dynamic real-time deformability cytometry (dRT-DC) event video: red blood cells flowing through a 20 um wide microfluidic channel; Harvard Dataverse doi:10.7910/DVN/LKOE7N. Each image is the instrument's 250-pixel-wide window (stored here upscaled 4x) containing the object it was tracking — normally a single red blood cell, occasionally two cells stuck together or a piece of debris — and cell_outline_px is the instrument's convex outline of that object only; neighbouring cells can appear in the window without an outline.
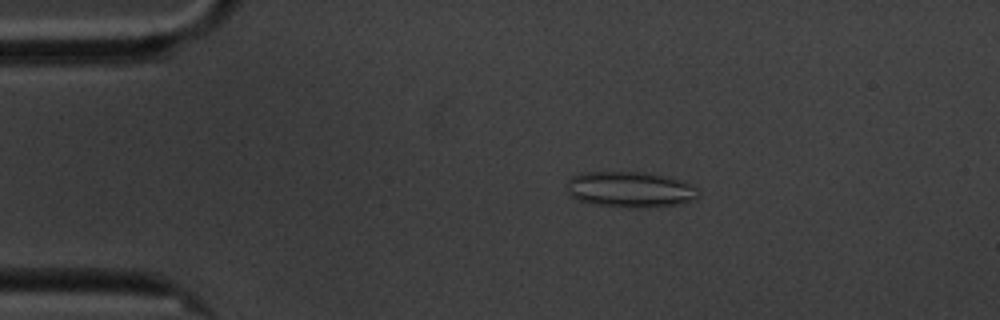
{"species": "common noctule bat (a hibernating species)", "species_latin": "Nyctalus noctula", "temperature_condition": "cold", "stored_images_in_passage": 50, "camera_frame_rate_fps": 3000, "um_per_image_px": 0.085, "animal": {"sex": "male", "body_mass_g": 20.1, "forearm_length_mm": 53.5}, "frame": {"image": 1, "passage_image": 3, "time_ms": 0.667, "image_size_px": [1000, 320], "cell_outline_px": [[700, 196], [692, 200], [680, 204], [640, 208], [628, 208], [596, 204], [576, 200], [568, 196], [568, 180], [572, 176], [580, 172], [644, 172], [680, 180], [696, 188]], "centroid_in_image_um": [53.51, 16.11], "position_along_channel_um": 31.5, "area_um2": 27.46}}
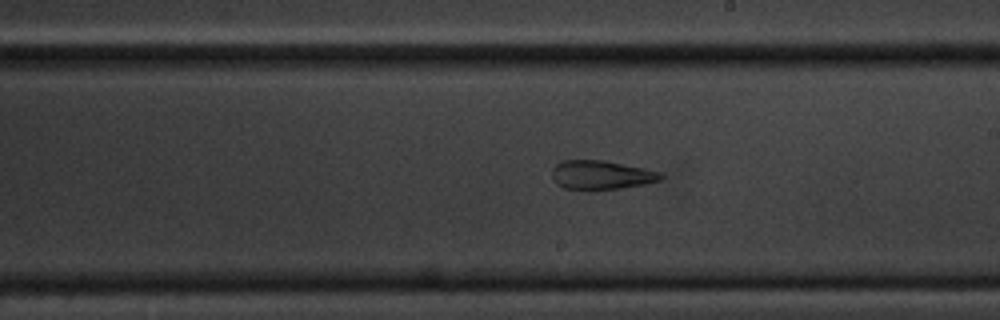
{"frame": {"image": 2, "passage_image": 25, "time_ms": 8.0, "image_size_px": [1000, 320], "cell_outline_px": [[664, 176], [660, 180], [644, 184], [620, 188], [564, 188], [556, 184], [552, 176], [552, 168], [556, 164], [564, 160], [604, 160], [644, 168], [660, 172]], "centroid_in_image_um": [51.1, 14.84], "position_along_channel_um": 237.9, "area_um2": 17.98}}
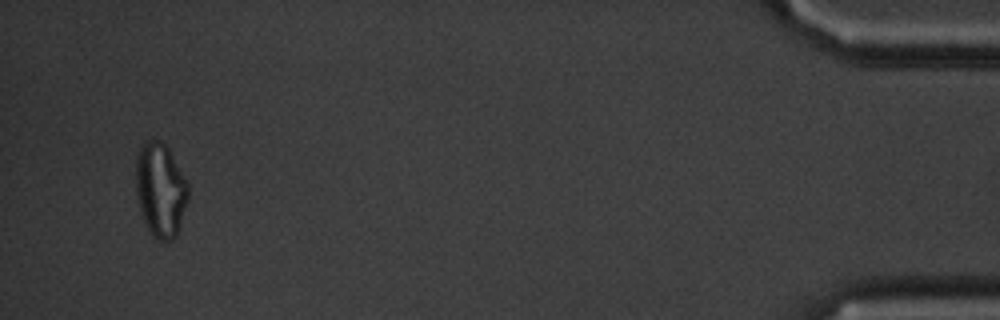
{"frame": {"image": 3, "passage_image": 48, "time_ms": 15.667, "image_size_px": [1000, 320], "cell_outline_px": [[188, 200], [176, 236], [172, 240], [156, 240], [148, 232], [140, 208], [136, 192], [136, 156], [144, 140], [160, 140], [168, 148], [188, 184]], "centroid_in_image_um": [13.63, 16.15], "position_along_channel_um": 421.6, "area_um2": 28.61}, "authors_computed_cell_mechanics": {"area_um2": 22.8021, "velocity_mm_per_s": 3.4171, "shape_relaxation_time_tau1_ms": null, "shape_relaxation_time_tau2_ms": 3.3981, "deformation_change_tau1": null, "deformation_change_tau2": 0.139}}